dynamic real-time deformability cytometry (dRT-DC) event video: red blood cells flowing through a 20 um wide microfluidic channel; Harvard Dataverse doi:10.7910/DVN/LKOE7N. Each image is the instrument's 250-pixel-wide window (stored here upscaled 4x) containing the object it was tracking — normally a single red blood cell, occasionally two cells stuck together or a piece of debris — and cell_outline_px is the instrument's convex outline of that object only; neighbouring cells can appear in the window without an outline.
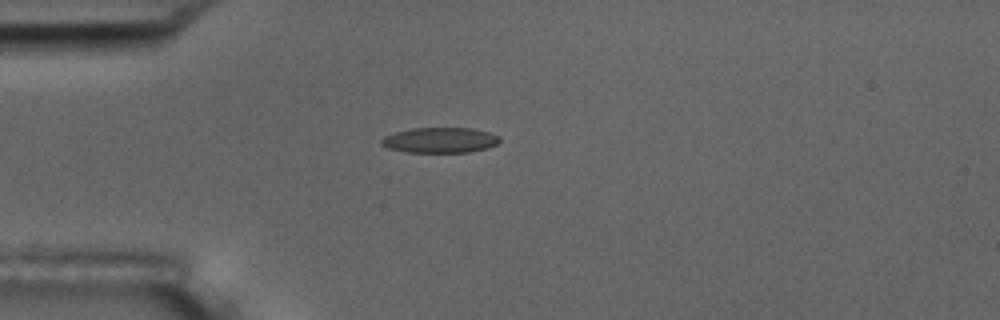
{"species": "common noctule bat (a hibernating species)", "species_latin": "Nyctalus noctula", "temperature_condition": "room temperature", "stored_images_in_passage": 1, "camera_frame_rate_fps": 3000, "um_per_image_px": 0.085, "animal": {"sex": "male", "body_mass_g": 17.5, "forearm_length_mm": 52.3}, "frame": {"image": 1, "passage_image": 1, "time_ms": 0.0, "image_size_px": [1000, 320], "cell_outline_px": [[500, 140], [496, 144], [488, 148], [468, 152], [404, 152], [388, 148], [380, 144], [380, 140], [384, 136], [396, 132], [412, 128], [472, 128], [488, 132], [500, 136]], "centroid_in_image_um": [37.39, 11.91], "position_along_channel_um": 47.6, "area_um2": 17.51}}